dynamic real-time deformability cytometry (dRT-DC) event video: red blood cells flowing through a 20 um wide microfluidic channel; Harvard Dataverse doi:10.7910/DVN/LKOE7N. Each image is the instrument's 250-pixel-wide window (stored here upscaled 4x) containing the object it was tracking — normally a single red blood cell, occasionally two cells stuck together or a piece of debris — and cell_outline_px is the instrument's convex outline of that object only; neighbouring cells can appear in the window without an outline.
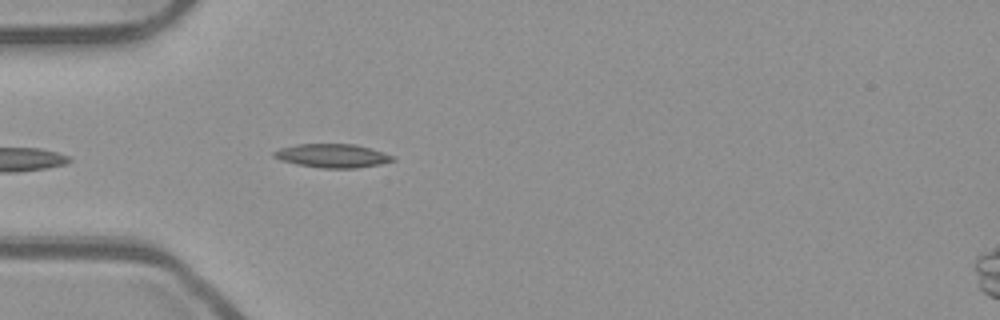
{"species": "common noctule bat (a hibernating species)", "species_latin": "Nyctalus noctula", "temperature_condition": "room temperature", "stored_images_in_passage": 36, "camera_frame_rate_fps": 3000, "um_per_image_px": 0.085, "animal": {"sex": "male", "body_mass_g": 23.1, "forearm_length_mm": 52.7}, "frame": {"image": 1, "passage_image": 1, "time_ms": 0.0, "image_size_px": [1000, 320], "cell_outline_px": [[396, 160], [380, 164], [356, 168], [320, 168], [296, 164], [280, 160], [272, 156], [272, 152], [280, 148], [296, 144], [356, 144], [384, 152], [396, 156]], "centroid_in_image_um": [28.26, 13.24], "position_along_channel_um": 56.7, "area_um2": 16.59}}
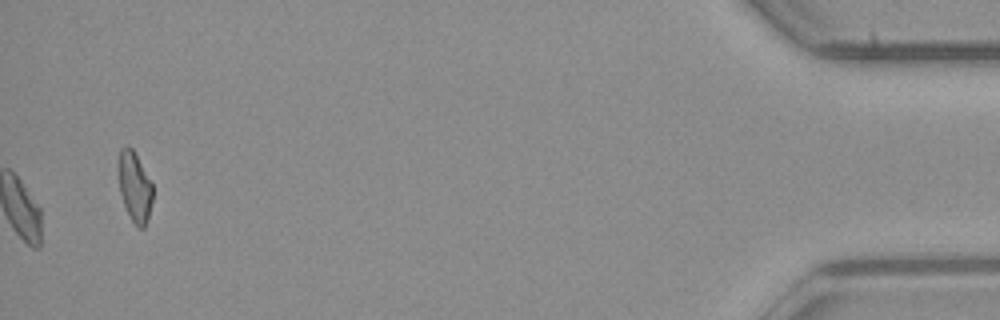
{"frame": {"image": 2, "passage_image": 36, "time_ms": 11.667, "image_size_px": [1000, 320], "cell_outline_px": [[152, 200], [148, 216], [144, 228], [136, 228], [124, 204], [120, 192], [116, 168], [120, 148], [128, 144], [132, 148], [152, 184]], "centroid_in_image_um": [11.4, 15.83], "position_along_channel_um": 423.8, "area_um2": 14.05}, "authors_computed_cell_mechanics": {"area_um2": 14.5945, "velocity_mm_per_s": 3.9034, "shape_relaxation_time_tau1_ms": null, "shape_relaxation_time_tau2_ms": 3.4272, "deformation_change_tau1": null, "deformation_change_tau2": 0.0613}}